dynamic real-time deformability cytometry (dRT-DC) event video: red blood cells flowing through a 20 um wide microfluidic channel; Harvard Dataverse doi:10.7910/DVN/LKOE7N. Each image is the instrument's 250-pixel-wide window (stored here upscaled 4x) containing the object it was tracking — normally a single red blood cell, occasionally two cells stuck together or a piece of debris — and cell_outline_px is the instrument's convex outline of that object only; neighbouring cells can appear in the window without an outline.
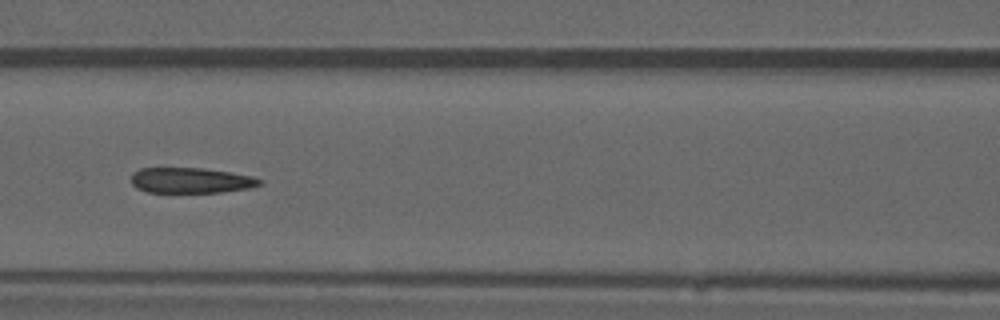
{"species": "common noctule bat (a hibernating species)", "species_latin": "Nyctalus noctula", "temperature_condition": "warm", "stored_images_in_passage": 53, "camera_frame_rate_fps": 3000, "um_per_image_px": 0.085, "animal": {"sex": "male", "forearm_length_mm": 52.5}, "frame": {"image": 1, "passage_image": 23, "time_ms": 7.333, "image_size_px": [1000, 320], "cell_outline_px": [[264, 184], [248, 188], [220, 192], [148, 192], [136, 188], [132, 184], [132, 172], [140, 168], [204, 168], [232, 172], [252, 176], [264, 180]], "centroid_in_image_um": [16.25, 15.32], "position_along_channel_um": 150.3, "area_um2": 19.19}, "authors_computed_cell_mechanics": {"area_um2": 20.519, "velocity_mm_per_s": 3.9521, "shape_relaxation_time_tau1_ms": null, "shape_relaxation_time_tau2_ms": 1.7906, "deformation_change_tau1": null, "deformation_change_tau2": 0.1054}}